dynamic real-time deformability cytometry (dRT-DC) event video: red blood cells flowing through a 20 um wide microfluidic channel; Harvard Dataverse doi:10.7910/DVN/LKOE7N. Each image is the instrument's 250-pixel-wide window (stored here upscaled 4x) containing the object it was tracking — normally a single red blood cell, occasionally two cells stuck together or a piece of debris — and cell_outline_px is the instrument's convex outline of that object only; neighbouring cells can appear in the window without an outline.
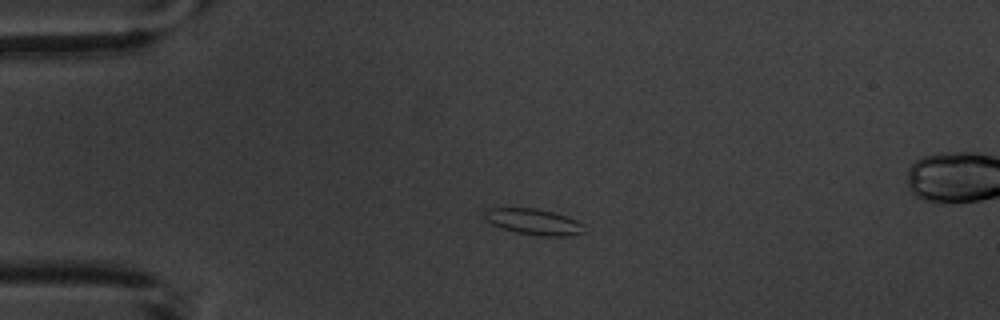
{"species": "common noctule bat (a hibernating species)", "species_latin": "Nyctalus noctula", "temperature_condition": "warm", "stored_images_in_passage": 3, "camera_frame_rate_fps": 3000, "um_per_image_px": 0.085, "animal": {"sex": "male", "body_mass_g": 20.1, "forearm_length_mm": 53.5}, "frame": {"image": 1, "passage_image": 1, "time_ms": 0.0, "image_size_px": [1000, 320], "cell_outline_px": [[588, 232], [572, 236], [540, 236], [516, 232], [492, 224], [484, 216], [484, 212], [488, 208], [536, 208], [552, 212], [576, 220], [584, 224]], "centroid_in_image_um": [45.44, 18.86], "position_along_channel_um": 39.6, "area_um2": 15.09}}